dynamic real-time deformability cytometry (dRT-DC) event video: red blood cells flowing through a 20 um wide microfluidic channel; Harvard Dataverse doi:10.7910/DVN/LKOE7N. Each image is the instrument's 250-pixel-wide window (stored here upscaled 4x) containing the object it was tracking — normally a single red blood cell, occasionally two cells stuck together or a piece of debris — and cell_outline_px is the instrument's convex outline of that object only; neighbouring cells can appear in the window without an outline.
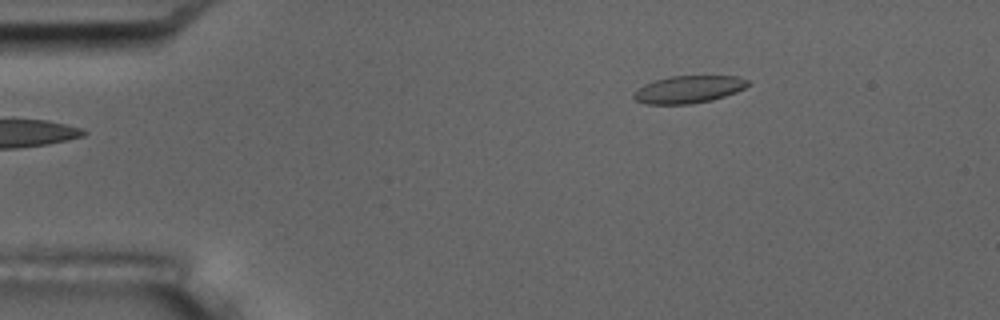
{"species": "common noctule bat (a hibernating species)", "species_latin": "Nyctalus noctula", "temperature_condition": "room temperature", "stored_images_in_passage": 3, "camera_frame_rate_fps": 3000, "um_per_image_px": 0.085, "animal": {"sex": "male", "body_mass_g": 17.5, "forearm_length_mm": 52.3}, "frame": {"image": 1, "passage_image": 3, "time_ms": 2.333, "image_size_px": [1000, 320], "cell_outline_px": [[752, 84], [736, 92], [712, 100], [692, 104], [648, 104], [636, 100], [632, 96], [644, 84], [656, 80], [672, 76], [736, 76], [748, 80]], "centroid_in_image_um": [58.57, 7.6], "position_along_channel_um": 26.4, "area_um2": 18.09}}